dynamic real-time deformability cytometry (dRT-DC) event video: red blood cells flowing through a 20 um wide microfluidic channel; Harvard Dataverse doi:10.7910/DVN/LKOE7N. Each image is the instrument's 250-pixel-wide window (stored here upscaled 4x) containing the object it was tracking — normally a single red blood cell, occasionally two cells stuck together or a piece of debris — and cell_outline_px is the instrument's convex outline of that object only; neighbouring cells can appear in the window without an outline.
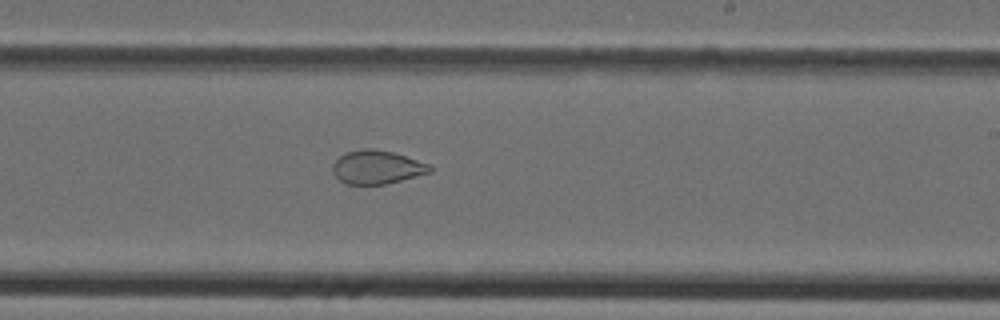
{"species": "Egyptian fruit bat (a non-hibernating species)", "species_latin": "Rousettus aegyptiacus", "temperature_condition": "cold", "stored_images_in_passage": 34, "segment_of_instrument_passage": [1, 2], "camera_frame_rate_fps": 3000, "um_per_image_px": 0.085, "animal": {"sex": "female"}, "frame": {"image": 1, "passage_image": 15, "time_ms": 4.667, "image_size_px": [1000, 320], "cell_outline_px": [[432, 172], [388, 184], [344, 184], [332, 172], [332, 164], [340, 156], [348, 152], [364, 148], [372, 148], [392, 152], [432, 164]], "centroid_in_image_um": [32.07, 14.22], "position_along_channel_um": 256.9, "area_um2": 19.13}}
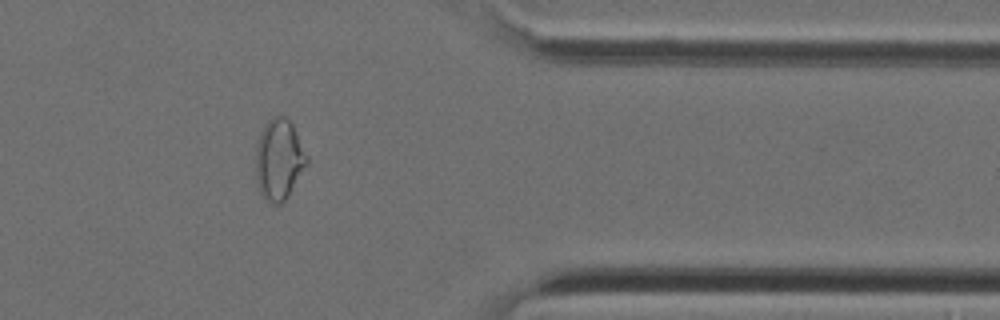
{"frame": {"image": 2, "passage_image": 25, "time_ms": 8.0, "image_size_px": [1000, 320], "cell_outline_px": [[308, 164], [288, 196], [280, 204], [272, 204], [264, 200], [260, 192], [256, 180], [256, 144], [260, 132], [264, 124], [272, 116], [284, 116], [292, 124], [308, 156]], "centroid_in_image_um": [23.71, 13.57], "position_along_channel_um": 387.7, "area_um2": 24.28}}